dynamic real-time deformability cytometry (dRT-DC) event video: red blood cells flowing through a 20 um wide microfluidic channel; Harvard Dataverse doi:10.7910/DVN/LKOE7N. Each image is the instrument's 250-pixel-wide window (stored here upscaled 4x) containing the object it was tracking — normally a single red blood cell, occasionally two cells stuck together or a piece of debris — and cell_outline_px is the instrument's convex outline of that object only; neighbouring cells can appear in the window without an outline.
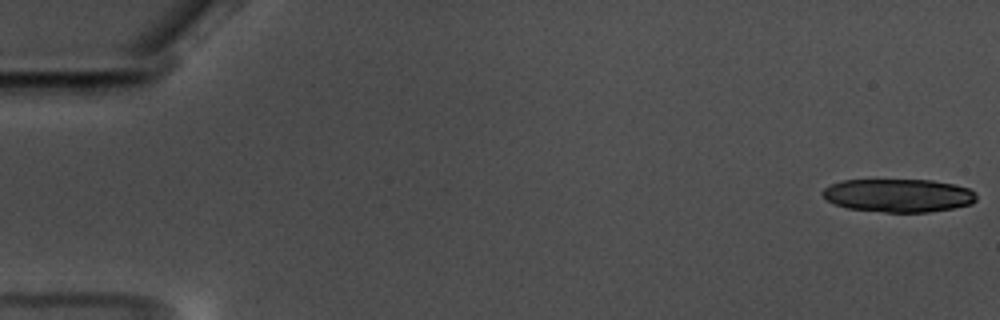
{"species": "common noctule bat (a hibernating species)", "species_latin": "Nyctalus noctula", "temperature_condition": "warm", "stored_images_in_passage": 19, "camera_frame_rate_fps": 3000, "um_per_image_px": 0.085, "animal": {"sex": "male", "body_mass_g": 17.5, "forearm_length_mm": 52.3}, "frame": {"image": 1, "passage_image": 1, "time_ms": 0.0, "image_size_px": [1000, 320], "cell_outline_px": [[976, 200], [972, 204], [952, 208], [928, 212], [884, 212], [848, 208], [836, 204], [828, 200], [820, 192], [824, 188], [832, 184], [844, 180], [932, 180], [952, 184], [968, 188], [976, 192]], "centroid_in_image_um": [76.38, 16.61], "position_along_channel_um": 8.6, "area_um2": 29.65}}